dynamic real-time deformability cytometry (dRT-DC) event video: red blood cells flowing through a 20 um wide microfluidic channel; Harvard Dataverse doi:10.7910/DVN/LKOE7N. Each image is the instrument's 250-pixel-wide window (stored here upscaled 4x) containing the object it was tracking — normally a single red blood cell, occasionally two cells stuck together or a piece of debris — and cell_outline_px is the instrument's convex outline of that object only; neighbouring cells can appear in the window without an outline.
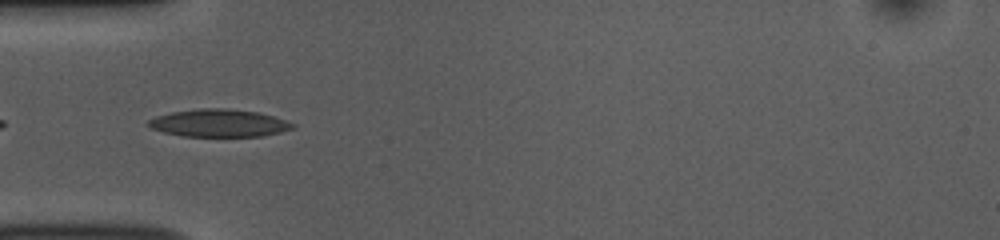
{"species": "common noctule bat (a hibernating species)", "species_latin": "Nyctalus noctula", "temperature_condition": "room temperature", "stored_images_in_passage": 37, "camera_frame_rate_fps": 3000, "um_per_image_px": 0.085, "animal": {"sex": "female", "body_mass_g": 10.0, "forearm_length_mm": 53.1}, "frame": {"image": 1, "passage_image": 2, "time_ms": 0.333, "image_size_px": [1000, 240], "cell_outline_px": [[296, 124], [292, 128], [280, 132], [264, 136], [180, 136], [164, 132], [152, 128], [144, 124], [148, 120], [156, 116], [172, 112], [200, 108], [228, 108], [260, 112]], "centroid_in_image_um": [18.58, 10.46], "position_along_channel_um": 66.4, "area_um2": 23.24}}
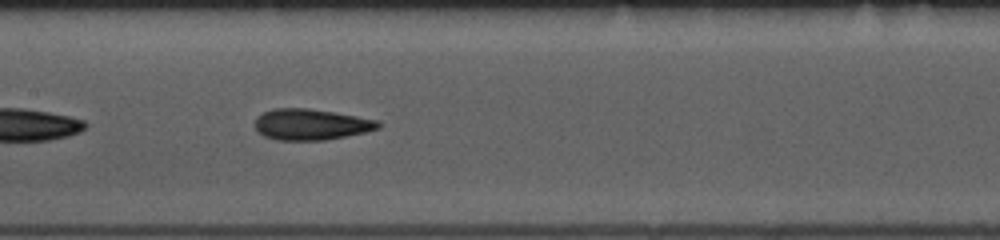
{"frame": {"image": 2, "passage_image": 11, "time_ms": 3.333, "image_size_px": [1000, 240], "cell_outline_px": [[384, 124], [380, 128], [364, 132], [324, 140], [276, 140], [264, 136], [256, 128], [256, 116], [272, 108], [308, 108], [380, 120]], "centroid_in_image_um": [26.46, 10.57], "position_along_channel_um": 180.9, "area_um2": 22.25}}
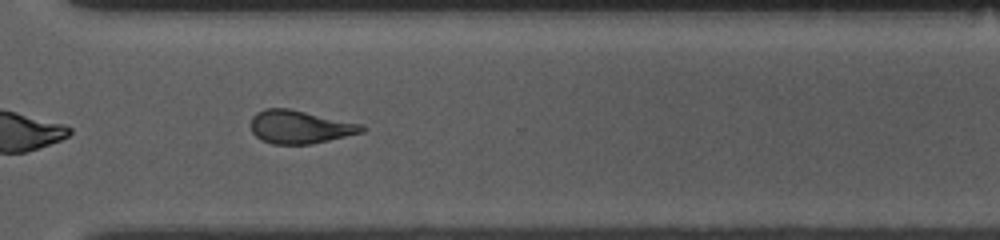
{"frame": {"image": 3, "passage_image": 24, "time_ms": 7.667, "image_size_px": [1000, 240], "cell_outline_px": [[368, 128], [364, 132], [312, 144], [272, 144], [260, 140], [252, 132], [252, 116], [256, 112], [264, 108], [288, 108], [364, 124]], "centroid_in_image_um": [25.52, 10.79], "position_along_channel_um": 345.1, "area_um2": 21.68}, "authors_computed_cell_mechanics": {"area_um2": 21.675, "velocity_mm_per_s": 3.8, "shape_relaxation_time_tau1_ms": 4.1057, "shape_relaxation_time_tau2_ms": 1.8668, "deformation_change_tau1": 0.1351, "deformation_change_tau2": 0.095}}